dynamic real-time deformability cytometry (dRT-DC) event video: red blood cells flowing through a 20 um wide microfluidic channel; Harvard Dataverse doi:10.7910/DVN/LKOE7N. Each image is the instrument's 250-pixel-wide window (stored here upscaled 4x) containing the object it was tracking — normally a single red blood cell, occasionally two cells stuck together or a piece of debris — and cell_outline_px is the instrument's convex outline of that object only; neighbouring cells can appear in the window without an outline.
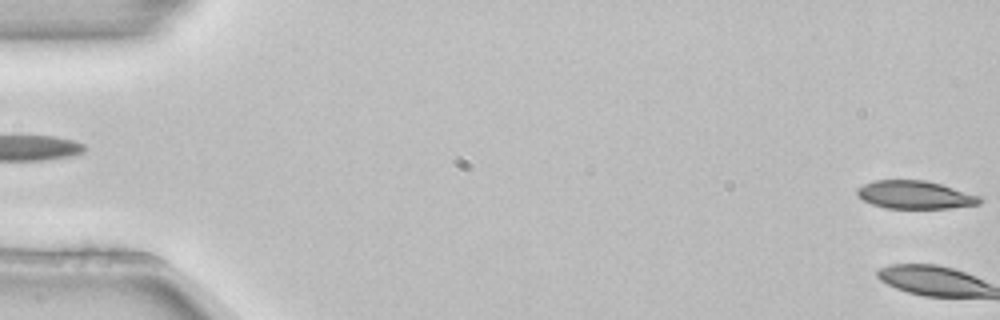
{"species": "common noctule bat (a hibernating species)", "species_latin": "Nyctalus noctula", "temperature_condition": "room temperature", "stored_images_in_passage": 5, "segment_of_instrument_passage": [2, 2], "camera_frame_rate_fps": 3000, "um_per_image_px": 0.085, "animal": {"sex": "female", "body_mass_g": 22.7, "forearm_length_mm": 54.2}, "frame": {"image": 1, "passage_image": 5, "time_ms": 1.333, "image_size_px": [1000, 320], "cell_outline_px": [[984, 200], [980, 204], [948, 208], [884, 208], [872, 204], [864, 200], [856, 192], [856, 188], [872, 180], [924, 180], [940, 184], [984, 196]], "centroid_in_image_um": [77.82, 16.56], "position_along_channel_um": 7.2, "area_um2": 20.17}}